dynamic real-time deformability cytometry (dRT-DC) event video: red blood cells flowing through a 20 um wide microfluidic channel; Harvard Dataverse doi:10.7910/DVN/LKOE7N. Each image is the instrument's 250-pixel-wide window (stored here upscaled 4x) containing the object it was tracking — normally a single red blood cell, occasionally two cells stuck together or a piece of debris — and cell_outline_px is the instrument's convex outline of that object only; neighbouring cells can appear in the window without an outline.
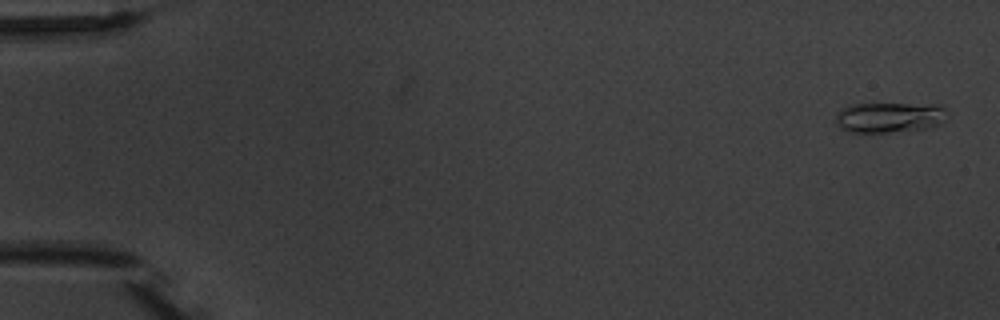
{"species": "common noctule bat (a hibernating species)", "species_latin": "Nyctalus noctula", "temperature_condition": "warm", "stored_images_in_passage": 7, "camera_frame_rate_fps": 3000, "um_per_image_px": 0.085, "animal": {"sex": "male", "body_mass_g": 20.1, "forearm_length_mm": 53.5}, "frame": {"image": 1, "passage_image": 1, "time_ms": 0.0, "image_size_px": [1000, 320], "cell_outline_px": [[948, 112], [940, 124], [928, 128], [888, 132], [848, 132], [840, 128], [836, 124], [836, 112], [848, 104], [944, 104]], "centroid_in_image_um": [75.6, 9.96], "position_along_channel_um": 9.4, "area_um2": 20.0}}
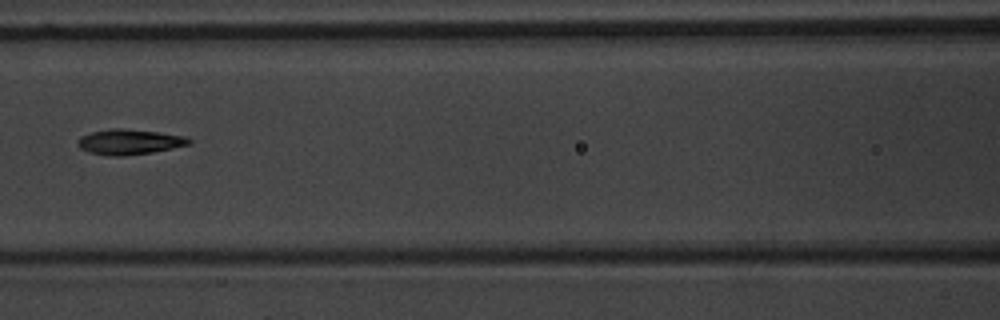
{"frame": {"image": 2, "passage_image": 7, "time_ms": 8.0, "image_size_px": [1000, 320], "cell_outline_px": [[192, 144], [152, 152], [124, 156], [112, 156], [92, 152], [80, 148], [76, 144], [80, 136], [92, 132], [112, 128], [124, 128], [188, 136], [192, 140]], "centroid_in_image_um": [11.03, 12.05], "position_along_channel_um": 155.6, "area_um2": 16.36}}